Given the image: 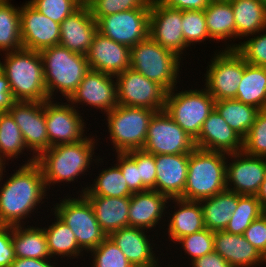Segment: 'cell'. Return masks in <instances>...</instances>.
<instances>
[{
    "label": "cell",
    "mask_w": 266,
    "mask_h": 267,
    "mask_svg": "<svg viewBox=\"0 0 266 267\" xmlns=\"http://www.w3.org/2000/svg\"><path fill=\"white\" fill-rule=\"evenodd\" d=\"M18 167L11 176L5 174L6 165L0 169V226L29 224L28 217L37 214L38 207L42 208L41 205L46 202L44 199L50 196L47 195L49 192L41 167L36 162ZM3 175L7 176L4 183Z\"/></svg>",
    "instance_id": "1"
},
{
    "label": "cell",
    "mask_w": 266,
    "mask_h": 267,
    "mask_svg": "<svg viewBox=\"0 0 266 267\" xmlns=\"http://www.w3.org/2000/svg\"><path fill=\"white\" fill-rule=\"evenodd\" d=\"M89 135L79 142L50 147L36 158L48 192L52 185L55 187V184L58 185V183L65 185L67 182V184L75 183L74 180L77 182L81 175L84 176L87 172H91L88 170H91L93 161L97 166L99 163L100 166L104 163V157L102 159L100 156H95L96 152H94L97 149L96 146L99 145L98 140L101 138H97L98 136L92 133Z\"/></svg>",
    "instance_id": "2"
},
{
    "label": "cell",
    "mask_w": 266,
    "mask_h": 267,
    "mask_svg": "<svg viewBox=\"0 0 266 267\" xmlns=\"http://www.w3.org/2000/svg\"><path fill=\"white\" fill-rule=\"evenodd\" d=\"M3 56L0 67L8 79L14 101L45 102L49 99L39 51L22 48L3 53Z\"/></svg>",
    "instance_id": "3"
},
{
    "label": "cell",
    "mask_w": 266,
    "mask_h": 267,
    "mask_svg": "<svg viewBox=\"0 0 266 267\" xmlns=\"http://www.w3.org/2000/svg\"><path fill=\"white\" fill-rule=\"evenodd\" d=\"M39 53L48 98L56 99L59 92L61 96L58 98L62 97L66 101L90 70L86 55L70 51L61 45L47 47Z\"/></svg>",
    "instance_id": "4"
},
{
    "label": "cell",
    "mask_w": 266,
    "mask_h": 267,
    "mask_svg": "<svg viewBox=\"0 0 266 267\" xmlns=\"http://www.w3.org/2000/svg\"><path fill=\"white\" fill-rule=\"evenodd\" d=\"M227 155L199 148L190 152L187 180L180 198L201 201L226 190Z\"/></svg>",
    "instance_id": "5"
},
{
    "label": "cell",
    "mask_w": 266,
    "mask_h": 267,
    "mask_svg": "<svg viewBox=\"0 0 266 267\" xmlns=\"http://www.w3.org/2000/svg\"><path fill=\"white\" fill-rule=\"evenodd\" d=\"M181 60L175 53L148 36L131 48L130 68L158 83L169 92L181 81L182 71L180 70L184 65Z\"/></svg>",
    "instance_id": "6"
},
{
    "label": "cell",
    "mask_w": 266,
    "mask_h": 267,
    "mask_svg": "<svg viewBox=\"0 0 266 267\" xmlns=\"http://www.w3.org/2000/svg\"><path fill=\"white\" fill-rule=\"evenodd\" d=\"M156 111L118 105L106 115L109 138L115 153L141 150L146 142L148 126Z\"/></svg>",
    "instance_id": "7"
},
{
    "label": "cell",
    "mask_w": 266,
    "mask_h": 267,
    "mask_svg": "<svg viewBox=\"0 0 266 267\" xmlns=\"http://www.w3.org/2000/svg\"><path fill=\"white\" fill-rule=\"evenodd\" d=\"M178 87L167 92L164 111L195 140L214 110L215 100L204 86L189 90Z\"/></svg>",
    "instance_id": "8"
},
{
    "label": "cell",
    "mask_w": 266,
    "mask_h": 267,
    "mask_svg": "<svg viewBox=\"0 0 266 267\" xmlns=\"http://www.w3.org/2000/svg\"><path fill=\"white\" fill-rule=\"evenodd\" d=\"M52 206L51 211L69 226L79 247L87 254L108 237L100 227L91 203L83 194L75 198L67 194Z\"/></svg>",
    "instance_id": "9"
},
{
    "label": "cell",
    "mask_w": 266,
    "mask_h": 267,
    "mask_svg": "<svg viewBox=\"0 0 266 267\" xmlns=\"http://www.w3.org/2000/svg\"><path fill=\"white\" fill-rule=\"evenodd\" d=\"M222 49L214 51L202 78L215 101L235 99L244 74V57L236 49Z\"/></svg>",
    "instance_id": "10"
},
{
    "label": "cell",
    "mask_w": 266,
    "mask_h": 267,
    "mask_svg": "<svg viewBox=\"0 0 266 267\" xmlns=\"http://www.w3.org/2000/svg\"><path fill=\"white\" fill-rule=\"evenodd\" d=\"M8 112L18 125L31 157L24 164L36 162V158L51 145L45 120V102L14 101ZM32 152V153H31Z\"/></svg>",
    "instance_id": "11"
},
{
    "label": "cell",
    "mask_w": 266,
    "mask_h": 267,
    "mask_svg": "<svg viewBox=\"0 0 266 267\" xmlns=\"http://www.w3.org/2000/svg\"><path fill=\"white\" fill-rule=\"evenodd\" d=\"M118 105L152 109H165L167 91L158 83L149 80L129 68L115 76Z\"/></svg>",
    "instance_id": "12"
},
{
    "label": "cell",
    "mask_w": 266,
    "mask_h": 267,
    "mask_svg": "<svg viewBox=\"0 0 266 267\" xmlns=\"http://www.w3.org/2000/svg\"><path fill=\"white\" fill-rule=\"evenodd\" d=\"M195 148L194 139L164 110L153 115L142 150L149 154L160 155L190 153Z\"/></svg>",
    "instance_id": "13"
},
{
    "label": "cell",
    "mask_w": 266,
    "mask_h": 267,
    "mask_svg": "<svg viewBox=\"0 0 266 267\" xmlns=\"http://www.w3.org/2000/svg\"><path fill=\"white\" fill-rule=\"evenodd\" d=\"M83 118L81 111L68 100L64 103L54 99L45 101V120L51 147L83 140L87 136L86 129H90Z\"/></svg>",
    "instance_id": "14"
},
{
    "label": "cell",
    "mask_w": 266,
    "mask_h": 267,
    "mask_svg": "<svg viewBox=\"0 0 266 267\" xmlns=\"http://www.w3.org/2000/svg\"><path fill=\"white\" fill-rule=\"evenodd\" d=\"M150 8H137L100 17L97 31L111 40L132 48L149 36Z\"/></svg>",
    "instance_id": "15"
},
{
    "label": "cell",
    "mask_w": 266,
    "mask_h": 267,
    "mask_svg": "<svg viewBox=\"0 0 266 267\" xmlns=\"http://www.w3.org/2000/svg\"><path fill=\"white\" fill-rule=\"evenodd\" d=\"M229 159V160H228ZM266 174V158L229 153L226 161V189L240 195L256 196Z\"/></svg>",
    "instance_id": "16"
},
{
    "label": "cell",
    "mask_w": 266,
    "mask_h": 267,
    "mask_svg": "<svg viewBox=\"0 0 266 267\" xmlns=\"http://www.w3.org/2000/svg\"><path fill=\"white\" fill-rule=\"evenodd\" d=\"M67 100L77 110L80 108L79 105H82V110L83 106H90L89 108H95L107 114L118 106L115 76L89 70Z\"/></svg>",
    "instance_id": "17"
},
{
    "label": "cell",
    "mask_w": 266,
    "mask_h": 267,
    "mask_svg": "<svg viewBox=\"0 0 266 267\" xmlns=\"http://www.w3.org/2000/svg\"><path fill=\"white\" fill-rule=\"evenodd\" d=\"M181 22L182 10L166 7L158 0H151L149 36L183 61L182 56L189 46L185 43Z\"/></svg>",
    "instance_id": "18"
},
{
    "label": "cell",
    "mask_w": 266,
    "mask_h": 267,
    "mask_svg": "<svg viewBox=\"0 0 266 267\" xmlns=\"http://www.w3.org/2000/svg\"><path fill=\"white\" fill-rule=\"evenodd\" d=\"M23 4L20 5V27L23 48L41 51L47 47L59 45L60 24L41 14L28 1Z\"/></svg>",
    "instance_id": "19"
},
{
    "label": "cell",
    "mask_w": 266,
    "mask_h": 267,
    "mask_svg": "<svg viewBox=\"0 0 266 267\" xmlns=\"http://www.w3.org/2000/svg\"><path fill=\"white\" fill-rule=\"evenodd\" d=\"M131 48L97 32L86 54L90 70L116 76L130 68Z\"/></svg>",
    "instance_id": "20"
},
{
    "label": "cell",
    "mask_w": 266,
    "mask_h": 267,
    "mask_svg": "<svg viewBox=\"0 0 266 267\" xmlns=\"http://www.w3.org/2000/svg\"><path fill=\"white\" fill-rule=\"evenodd\" d=\"M169 200L167 196L154 190L133 193L130 196L128 211L129 226L152 232L157 225L161 224L164 229L166 218L165 220L163 218L166 217V205Z\"/></svg>",
    "instance_id": "21"
},
{
    "label": "cell",
    "mask_w": 266,
    "mask_h": 267,
    "mask_svg": "<svg viewBox=\"0 0 266 267\" xmlns=\"http://www.w3.org/2000/svg\"><path fill=\"white\" fill-rule=\"evenodd\" d=\"M195 147L208 151L236 153L243 151V138L214 109L205 119Z\"/></svg>",
    "instance_id": "22"
},
{
    "label": "cell",
    "mask_w": 266,
    "mask_h": 267,
    "mask_svg": "<svg viewBox=\"0 0 266 267\" xmlns=\"http://www.w3.org/2000/svg\"><path fill=\"white\" fill-rule=\"evenodd\" d=\"M189 153L155 155L156 181L154 191L169 199L180 198L188 173Z\"/></svg>",
    "instance_id": "23"
},
{
    "label": "cell",
    "mask_w": 266,
    "mask_h": 267,
    "mask_svg": "<svg viewBox=\"0 0 266 267\" xmlns=\"http://www.w3.org/2000/svg\"><path fill=\"white\" fill-rule=\"evenodd\" d=\"M97 22L87 5H82L60 23L59 45L86 55L97 33Z\"/></svg>",
    "instance_id": "24"
},
{
    "label": "cell",
    "mask_w": 266,
    "mask_h": 267,
    "mask_svg": "<svg viewBox=\"0 0 266 267\" xmlns=\"http://www.w3.org/2000/svg\"><path fill=\"white\" fill-rule=\"evenodd\" d=\"M149 232L141 228L127 226L112 232L109 237L134 267L148 266L161 259L154 253L156 252L154 247L159 246V244L153 243L155 241L153 240L154 234L151 236V240Z\"/></svg>",
    "instance_id": "25"
},
{
    "label": "cell",
    "mask_w": 266,
    "mask_h": 267,
    "mask_svg": "<svg viewBox=\"0 0 266 267\" xmlns=\"http://www.w3.org/2000/svg\"><path fill=\"white\" fill-rule=\"evenodd\" d=\"M170 202L175 205L171 204ZM169 206L170 209L174 208V211L170 209L168 210ZM167 210V214L170 216H167L166 214L168 223L166 224L167 228L164 230H167V233L164 231L163 233L168 234V241H171V243L173 242L174 244L182 237L205 229L203 211L200 201L173 198L168 201ZM169 211L173 213L171 214Z\"/></svg>",
    "instance_id": "26"
},
{
    "label": "cell",
    "mask_w": 266,
    "mask_h": 267,
    "mask_svg": "<svg viewBox=\"0 0 266 267\" xmlns=\"http://www.w3.org/2000/svg\"><path fill=\"white\" fill-rule=\"evenodd\" d=\"M214 251L233 267H260L264 256L252 246L244 235H236L225 230L214 231Z\"/></svg>",
    "instance_id": "27"
},
{
    "label": "cell",
    "mask_w": 266,
    "mask_h": 267,
    "mask_svg": "<svg viewBox=\"0 0 266 267\" xmlns=\"http://www.w3.org/2000/svg\"><path fill=\"white\" fill-rule=\"evenodd\" d=\"M84 196L91 203L96 219L107 236L129 226L130 197Z\"/></svg>",
    "instance_id": "28"
},
{
    "label": "cell",
    "mask_w": 266,
    "mask_h": 267,
    "mask_svg": "<svg viewBox=\"0 0 266 267\" xmlns=\"http://www.w3.org/2000/svg\"><path fill=\"white\" fill-rule=\"evenodd\" d=\"M209 36L218 42L225 43L223 49H234L236 27L232 5L229 0H211L204 9ZM232 39V40H230ZM229 40L232 43H227Z\"/></svg>",
    "instance_id": "29"
},
{
    "label": "cell",
    "mask_w": 266,
    "mask_h": 267,
    "mask_svg": "<svg viewBox=\"0 0 266 267\" xmlns=\"http://www.w3.org/2000/svg\"><path fill=\"white\" fill-rule=\"evenodd\" d=\"M50 213L54 215V222L52 221L48 227L45 226L43 229L51 258H54V261L57 260V262V258H60L63 260L62 263L65 262L64 259L66 257L68 260L83 258L86 253L79 247L75 234L53 212Z\"/></svg>",
    "instance_id": "30"
},
{
    "label": "cell",
    "mask_w": 266,
    "mask_h": 267,
    "mask_svg": "<svg viewBox=\"0 0 266 267\" xmlns=\"http://www.w3.org/2000/svg\"><path fill=\"white\" fill-rule=\"evenodd\" d=\"M235 20L236 39H244L266 28V2L229 0Z\"/></svg>",
    "instance_id": "31"
},
{
    "label": "cell",
    "mask_w": 266,
    "mask_h": 267,
    "mask_svg": "<svg viewBox=\"0 0 266 267\" xmlns=\"http://www.w3.org/2000/svg\"><path fill=\"white\" fill-rule=\"evenodd\" d=\"M36 226H12V242L16 258L51 259L44 229L42 226Z\"/></svg>",
    "instance_id": "32"
},
{
    "label": "cell",
    "mask_w": 266,
    "mask_h": 267,
    "mask_svg": "<svg viewBox=\"0 0 266 267\" xmlns=\"http://www.w3.org/2000/svg\"><path fill=\"white\" fill-rule=\"evenodd\" d=\"M241 196L226 189L201 200L205 228L211 231L225 230Z\"/></svg>",
    "instance_id": "33"
},
{
    "label": "cell",
    "mask_w": 266,
    "mask_h": 267,
    "mask_svg": "<svg viewBox=\"0 0 266 267\" xmlns=\"http://www.w3.org/2000/svg\"><path fill=\"white\" fill-rule=\"evenodd\" d=\"M235 100L266 110V67L248 64L244 59V74Z\"/></svg>",
    "instance_id": "34"
},
{
    "label": "cell",
    "mask_w": 266,
    "mask_h": 267,
    "mask_svg": "<svg viewBox=\"0 0 266 267\" xmlns=\"http://www.w3.org/2000/svg\"><path fill=\"white\" fill-rule=\"evenodd\" d=\"M98 176L93 180V184L90 182L85 187L81 186V191H77L83 195H95V196H107V197H130L133 193L129 190L128 184L120 170V168L114 163L110 167L99 170Z\"/></svg>",
    "instance_id": "35"
},
{
    "label": "cell",
    "mask_w": 266,
    "mask_h": 267,
    "mask_svg": "<svg viewBox=\"0 0 266 267\" xmlns=\"http://www.w3.org/2000/svg\"><path fill=\"white\" fill-rule=\"evenodd\" d=\"M214 109L243 139L248 135L260 111L254 106L244 104L235 99L215 101Z\"/></svg>",
    "instance_id": "36"
},
{
    "label": "cell",
    "mask_w": 266,
    "mask_h": 267,
    "mask_svg": "<svg viewBox=\"0 0 266 267\" xmlns=\"http://www.w3.org/2000/svg\"><path fill=\"white\" fill-rule=\"evenodd\" d=\"M22 48L20 7L11 4V0H3L0 2V53Z\"/></svg>",
    "instance_id": "37"
},
{
    "label": "cell",
    "mask_w": 266,
    "mask_h": 267,
    "mask_svg": "<svg viewBox=\"0 0 266 267\" xmlns=\"http://www.w3.org/2000/svg\"><path fill=\"white\" fill-rule=\"evenodd\" d=\"M25 150L29 151L12 115L8 111L0 112V163L8 166L10 160L20 158Z\"/></svg>",
    "instance_id": "38"
},
{
    "label": "cell",
    "mask_w": 266,
    "mask_h": 267,
    "mask_svg": "<svg viewBox=\"0 0 266 267\" xmlns=\"http://www.w3.org/2000/svg\"><path fill=\"white\" fill-rule=\"evenodd\" d=\"M265 212L257 196L242 195L238 199L237 208L232 213L225 231L242 235L246 228Z\"/></svg>",
    "instance_id": "39"
},
{
    "label": "cell",
    "mask_w": 266,
    "mask_h": 267,
    "mask_svg": "<svg viewBox=\"0 0 266 267\" xmlns=\"http://www.w3.org/2000/svg\"><path fill=\"white\" fill-rule=\"evenodd\" d=\"M181 25L185 43L189 47L194 46L195 49V44H204L207 40L214 42L207 30L204 10H183Z\"/></svg>",
    "instance_id": "40"
},
{
    "label": "cell",
    "mask_w": 266,
    "mask_h": 267,
    "mask_svg": "<svg viewBox=\"0 0 266 267\" xmlns=\"http://www.w3.org/2000/svg\"><path fill=\"white\" fill-rule=\"evenodd\" d=\"M88 253L90 267H134L109 236Z\"/></svg>",
    "instance_id": "41"
},
{
    "label": "cell",
    "mask_w": 266,
    "mask_h": 267,
    "mask_svg": "<svg viewBox=\"0 0 266 267\" xmlns=\"http://www.w3.org/2000/svg\"><path fill=\"white\" fill-rule=\"evenodd\" d=\"M214 231L209 229H202L191 235H187L178 239L175 244L180 249L182 248L185 256L187 254L189 261L192 262L194 259L202 257L206 254L212 253L214 251Z\"/></svg>",
    "instance_id": "42"
},
{
    "label": "cell",
    "mask_w": 266,
    "mask_h": 267,
    "mask_svg": "<svg viewBox=\"0 0 266 267\" xmlns=\"http://www.w3.org/2000/svg\"><path fill=\"white\" fill-rule=\"evenodd\" d=\"M245 40L234 43V49L244 57L248 64L266 67V28L250 35Z\"/></svg>",
    "instance_id": "43"
},
{
    "label": "cell",
    "mask_w": 266,
    "mask_h": 267,
    "mask_svg": "<svg viewBox=\"0 0 266 267\" xmlns=\"http://www.w3.org/2000/svg\"><path fill=\"white\" fill-rule=\"evenodd\" d=\"M243 151L266 158V110H260L248 135L243 139Z\"/></svg>",
    "instance_id": "44"
},
{
    "label": "cell",
    "mask_w": 266,
    "mask_h": 267,
    "mask_svg": "<svg viewBox=\"0 0 266 267\" xmlns=\"http://www.w3.org/2000/svg\"><path fill=\"white\" fill-rule=\"evenodd\" d=\"M87 6L92 17H100L137 8H151V0H91Z\"/></svg>",
    "instance_id": "45"
},
{
    "label": "cell",
    "mask_w": 266,
    "mask_h": 267,
    "mask_svg": "<svg viewBox=\"0 0 266 267\" xmlns=\"http://www.w3.org/2000/svg\"><path fill=\"white\" fill-rule=\"evenodd\" d=\"M28 2L41 14L59 24L82 6L78 0H29Z\"/></svg>",
    "instance_id": "46"
},
{
    "label": "cell",
    "mask_w": 266,
    "mask_h": 267,
    "mask_svg": "<svg viewBox=\"0 0 266 267\" xmlns=\"http://www.w3.org/2000/svg\"><path fill=\"white\" fill-rule=\"evenodd\" d=\"M137 164L142 180V192L153 190L156 181L155 155L149 154L144 150H132L127 152Z\"/></svg>",
    "instance_id": "47"
},
{
    "label": "cell",
    "mask_w": 266,
    "mask_h": 267,
    "mask_svg": "<svg viewBox=\"0 0 266 267\" xmlns=\"http://www.w3.org/2000/svg\"><path fill=\"white\" fill-rule=\"evenodd\" d=\"M116 165L120 168L132 193L142 192V180L136 161L128 153H115Z\"/></svg>",
    "instance_id": "48"
},
{
    "label": "cell",
    "mask_w": 266,
    "mask_h": 267,
    "mask_svg": "<svg viewBox=\"0 0 266 267\" xmlns=\"http://www.w3.org/2000/svg\"><path fill=\"white\" fill-rule=\"evenodd\" d=\"M243 235L264 256L266 254V212L254 220Z\"/></svg>",
    "instance_id": "49"
},
{
    "label": "cell",
    "mask_w": 266,
    "mask_h": 267,
    "mask_svg": "<svg viewBox=\"0 0 266 267\" xmlns=\"http://www.w3.org/2000/svg\"><path fill=\"white\" fill-rule=\"evenodd\" d=\"M15 259L12 226H0V267H10Z\"/></svg>",
    "instance_id": "50"
},
{
    "label": "cell",
    "mask_w": 266,
    "mask_h": 267,
    "mask_svg": "<svg viewBox=\"0 0 266 267\" xmlns=\"http://www.w3.org/2000/svg\"><path fill=\"white\" fill-rule=\"evenodd\" d=\"M166 7L178 10H204L211 0H158Z\"/></svg>",
    "instance_id": "51"
},
{
    "label": "cell",
    "mask_w": 266,
    "mask_h": 267,
    "mask_svg": "<svg viewBox=\"0 0 266 267\" xmlns=\"http://www.w3.org/2000/svg\"><path fill=\"white\" fill-rule=\"evenodd\" d=\"M189 265L192 267H233L215 251L194 259L191 263H188Z\"/></svg>",
    "instance_id": "52"
},
{
    "label": "cell",
    "mask_w": 266,
    "mask_h": 267,
    "mask_svg": "<svg viewBox=\"0 0 266 267\" xmlns=\"http://www.w3.org/2000/svg\"><path fill=\"white\" fill-rule=\"evenodd\" d=\"M13 102L14 99L12 97L8 79L0 67V112H7L11 108Z\"/></svg>",
    "instance_id": "53"
},
{
    "label": "cell",
    "mask_w": 266,
    "mask_h": 267,
    "mask_svg": "<svg viewBox=\"0 0 266 267\" xmlns=\"http://www.w3.org/2000/svg\"><path fill=\"white\" fill-rule=\"evenodd\" d=\"M52 259L16 258L10 267H56Z\"/></svg>",
    "instance_id": "54"
},
{
    "label": "cell",
    "mask_w": 266,
    "mask_h": 267,
    "mask_svg": "<svg viewBox=\"0 0 266 267\" xmlns=\"http://www.w3.org/2000/svg\"><path fill=\"white\" fill-rule=\"evenodd\" d=\"M256 196L257 199L260 201L261 206L266 211V174L261 184L260 190Z\"/></svg>",
    "instance_id": "55"
},
{
    "label": "cell",
    "mask_w": 266,
    "mask_h": 267,
    "mask_svg": "<svg viewBox=\"0 0 266 267\" xmlns=\"http://www.w3.org/2000/svg\"><path fill=\"white\" fill-rule=\"evenodd\" d=\"M160 263V264H159ZM162 262H160L159 260L156 263H153L151 265L148 266H138V267H162L161 266Z\"/></svg>",
    "instance_id": "56"
},
{
    "label": "cell",
    "mask_w": 266,
    "mask_h": 267,
    "mask_svg": "<svg viewBox=\"0 0 266 267\" xmlns=\"http://www.w3.org/2000/svg\"><path fill=\"white\" fill-rule=\"evenodd\" d=\"M82 5H87L91 0H78Z\"/></svg>",
    "instance_id": "57"
},
{
    "label": "cell",
    "mask_w": 266,
    "mask_h": 267,
    "mask_svg": "<svg viewBox=\"0 0 266 267\" xmlns=\"http://www.w3.org/2000/svg\"><path fill=\"white\" fill-rule=\"evenodd\" d=\"M169 264L168 265H166V267L168 266V267H175V265L173 266V265H170V263L171 262H168ZM176 267H179V266H176Z\"/></svg>",
    "instance_id": "58"
},
{
    "label": "cell",
    "mask_w": 266,
    "mask_h": 267,
    "mask_svg": "<svg viewBox=\"0 0 266 267\" xmlns=\"http://www.w3.org/2000/svg\"><path fill=\"white\" fill-rule=\"evenodd\" d=\"M264 262L266 263V254L264 255ZM265 267H266V265H265Z\"/></svg>",
    "instance_id": "59"
}]
</instances>
